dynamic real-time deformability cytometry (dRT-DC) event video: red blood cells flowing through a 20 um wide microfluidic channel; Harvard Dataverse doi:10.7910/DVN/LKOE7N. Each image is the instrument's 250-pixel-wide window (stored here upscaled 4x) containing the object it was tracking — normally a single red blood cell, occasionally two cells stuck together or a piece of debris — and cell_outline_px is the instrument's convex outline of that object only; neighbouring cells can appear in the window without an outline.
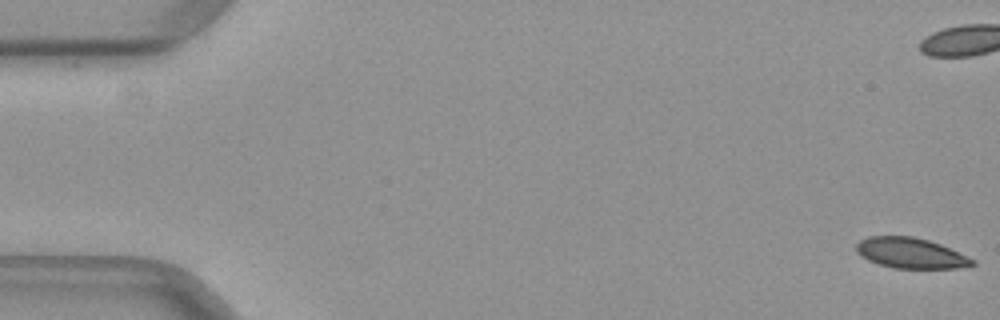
{"species": "common noctule bat (a hibernating species)", "species_latin": "Nyctalus noctula", "temperature_condition": "warm", "stored_images_in_passage": 7, "camera_frame_rate_fps": 3000, "um_per_image_px": 0.085, "animal": {"sex": "female", "body_mass_g": 29.2, "forearm_length_mm": 56.3}, "frame": {"image": 1, "passage_image": 1, "time_ms": 0.0, "image_size_px": [1000, 320], "cell_outline_px": [[976, 264], [956, 268], [892, 268], [868, 260], [860, 256], [856, 252], [856, 244], [860, 240], [868, 236], [912, 236], [928, 240], [940, 244], [976, 260]], "centroid_in_image_um": [77.38, 21.51], "position_along_channel_um": 7.6, "area_um2": 20.58}}